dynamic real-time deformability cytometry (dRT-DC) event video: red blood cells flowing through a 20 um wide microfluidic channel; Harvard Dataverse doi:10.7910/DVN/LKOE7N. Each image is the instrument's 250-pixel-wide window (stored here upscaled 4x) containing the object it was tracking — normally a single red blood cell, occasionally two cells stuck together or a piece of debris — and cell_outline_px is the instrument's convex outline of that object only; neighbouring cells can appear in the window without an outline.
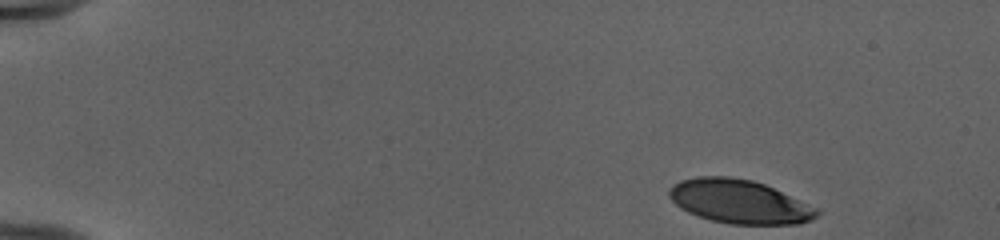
{"species": "human", "species_latin": "Homo sapiens", "temperature_condition": "cold", "stored_images_in_passage": 47, "camera_frame_rate_fps": 3000, "um_per_image_px": 0.085, "donor": {"sex": "female"}, "frame": {"image": 1, "passage_image": 1, "time_ms": 0.0, "image_size_px": [1000, 240], "cell_outline_px": [[820, 216], [812, 220], [800, 224], [728, 224], [696, 216], [680, 208], [668, 196], [668, 188], [672, 184], [680, 180], [700, 176], [728, 176], [752, 180], [764, 184], [820, 208]], "centroid_in_image_um": [62.87, 17.14], "position_along_channel_um": 22.1, "area_um2": 38.09}}
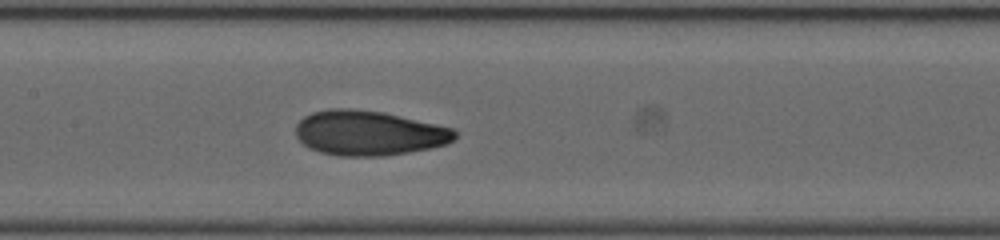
{"frame": {"image": 2, "passage_image": 22, "time_ms": 7.0, "image_size_px": [1000, 240], "cell_outline_px": [[460, 132], [456, 140], [448, 144], [408, 152], [384, 156], [340, 156], [320, 152], [308, 148], [296, 136], [296, 124], [304, 116], [312, 112], [328, 108], [348, 108], [384, 112], [452, 128]], "centroid_in_image_um": [31.36, 11.3], "position_along_channel_um": 176.0, "area_um2": 41.85}}
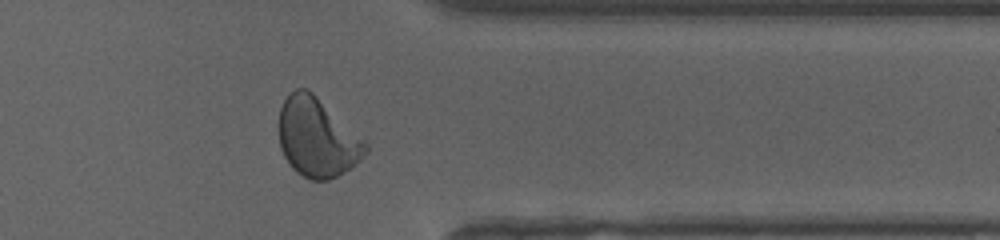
{"frame": {"image": 3, "passage_image": 38, "time_ms": 12.333, "image_size_px": [1000, 240], "cell_outline_px": [[368, 152], [360, 160], [336, 176], [328, 180], [312, 180], [296, 172], [288, 164], [280, 148], [280, 108], [284, 100], [296, 88], [304, 88], [312, 92], [368, 140]], "centroid_in_image_um": [27.0, 11.69], "position_along_channel_um": 384.4, "area_um2": 39.94}, "authors_computed_cell_mechanics": {"area_um2": 40.4022, "velocity_mm_per_s": 3.9835, "shape_relaxation_time_tau1_ms": 3.7828, "shape_relaxation_time_tau2_ms": 1.206, "deformation_change_tau1": 0.2024, "deformation_change_tau2": 0.0521}}